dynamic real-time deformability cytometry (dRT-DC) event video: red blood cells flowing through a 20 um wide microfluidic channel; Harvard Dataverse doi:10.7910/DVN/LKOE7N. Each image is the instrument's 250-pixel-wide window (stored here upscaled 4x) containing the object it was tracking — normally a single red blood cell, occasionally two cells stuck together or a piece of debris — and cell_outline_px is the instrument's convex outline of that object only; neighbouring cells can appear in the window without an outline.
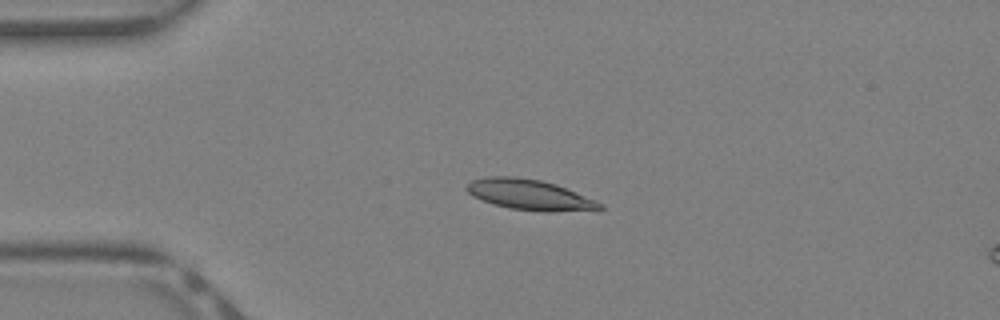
{"species": "Egyptian fruit bat (a non-hibernating species)", "species_latin": "Rousettus aegyptiacus", "temperature_condition": "warm", "stored_images_in_passage": 40, "camera_frame_rate_fps": 3000, "um_per_image_px": 0.085, "animal": {"sex": "female"}, "frame": {"image": 1, "passage_image": 9, "time_ms": 2.667, "image_size_px": [1000, 320], "cell_outline_px": [[604, 208], [600, 212], [544, 212], [512, 208], [492, 204], [472, 196], [464, 188], [472, 180], [484, 176], [516, 176], [540, 180], [556, 184], [604, 204]], "centroid_in_image_um": [45.09, 16.58], "position_along_channel_um": 39.9, "area_um2": 24.22}}
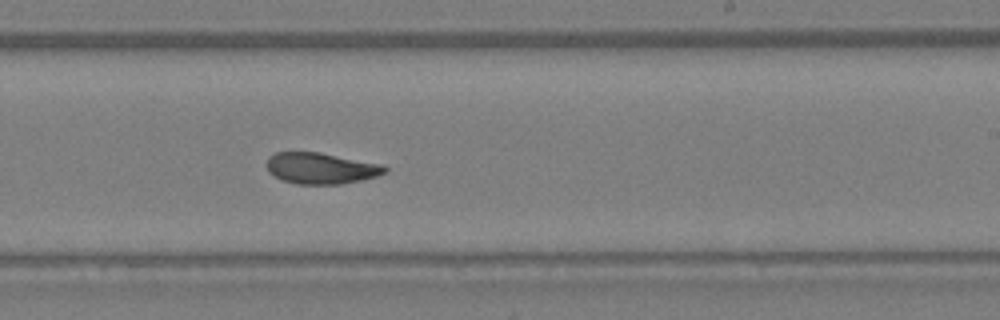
{"frame": {"image": 2, "passage_image": 24, "time_ms": 7.667, "image_size_px": [1000, 320], "cell_outline_px": [[388, 172], [376, 176], [360, 180], [340, 184], [296, 184], [284, 180], [268, 172], [268, 156], [276, 152], [320, 152], [384, 164], [388, 168]], "centroid_in_image_um": [27.33, 14.29], "position_along_channel_um": 261.7, "area_um2": 21.5}}
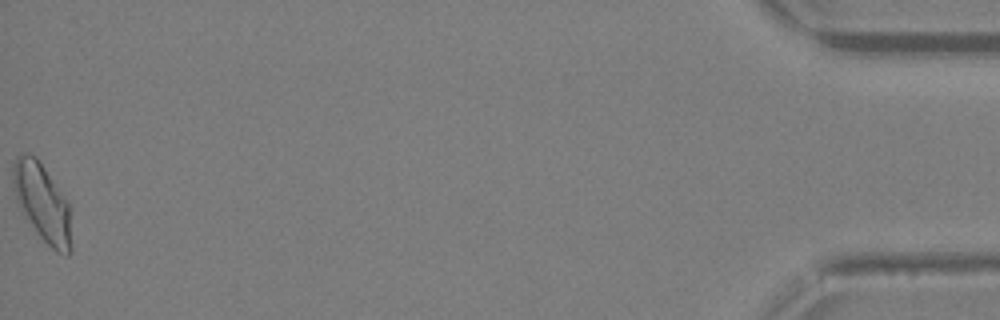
{"frame": {"image": 3, "passage_image": 40, "time_ms": 13.0, "image_size_px": [1000, 320], "cell_outline_px": [[72, 252], [68, 256], [56, 252], [36, 232], [24, 216], [16, 200], [12, 180], [12, 164], [16, 156], [24, 152], [36, 156], [68, 200], [72, 248]], "centroid_in_image_um": [3.59, 17.21], "position_along_channel_um": 431.6, "area_um2": 26.76}}